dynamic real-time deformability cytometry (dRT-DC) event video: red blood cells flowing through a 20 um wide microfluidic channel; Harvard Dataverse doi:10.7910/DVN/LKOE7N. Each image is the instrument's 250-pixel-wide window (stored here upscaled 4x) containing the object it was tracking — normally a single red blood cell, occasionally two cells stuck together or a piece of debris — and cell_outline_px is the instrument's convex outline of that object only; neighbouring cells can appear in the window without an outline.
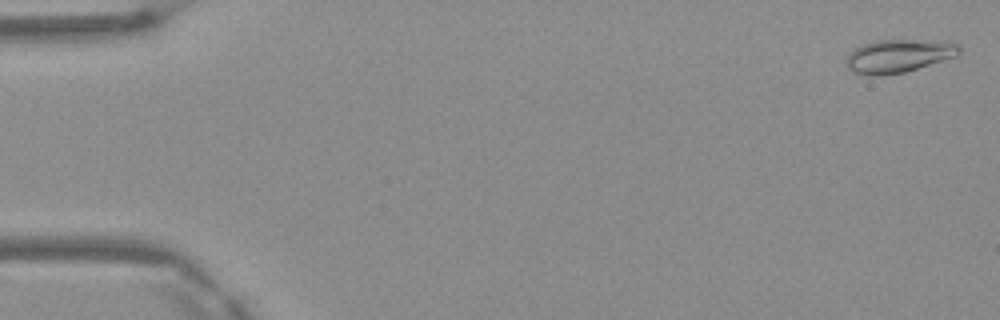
{"species": "Egyptian fruit bat (a non-hibernating species)", "species_latin": "Rousettus aegyptiacus", "temperature_condition": "warm", "stored_images_in_passage": 4, "camera_frame_rate_fps": 3000, "um_per_image_px": 0.085, "frame": {"image": 1, "passage_image": 1, "time_ms": 0.0, "image_size_px": [1000, 320], "cell_outline_px": [[960, 52], [956, 56], [904, 72], [880, 76], [868, 76], [852, 72], [844, 64], [844, 60], [848, 52], [852, 48], [860, 44], [876, 40], [948, 40], [960, 44]], "centroid_in_image_um": [76.31, 4.74], "position_along_channel_um": 8.7, "area_um2": 22.48}}